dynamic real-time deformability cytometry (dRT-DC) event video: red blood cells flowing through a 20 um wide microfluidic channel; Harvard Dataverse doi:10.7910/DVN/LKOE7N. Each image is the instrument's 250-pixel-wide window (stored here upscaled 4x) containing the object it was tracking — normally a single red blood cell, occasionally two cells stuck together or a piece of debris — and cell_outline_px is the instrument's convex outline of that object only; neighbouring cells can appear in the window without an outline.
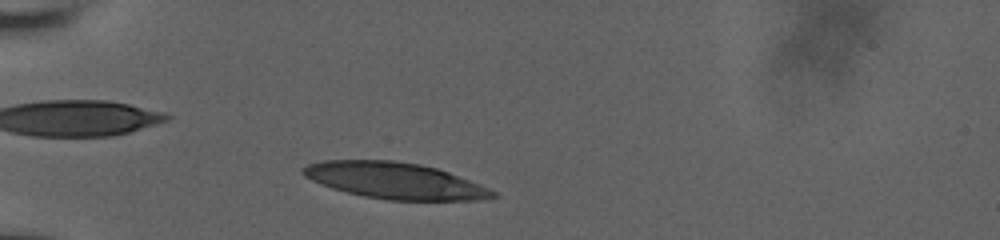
{"species": "human", "species_latin": "Homo sapiens", "temperature_condition": "room temperature", "stored_images_in_passage": 38, "camera_frame_rate_fps": 3000, "um_per_image_px": 0.085, "donor": {"sex": "male"}, "frame": {"image": 1, "passage_image": 4, "time_ms": 1.0, "image_size_px": [1000, 240], "cell_outline_px": [[496, 196], [488, 200], [388, 200], [364, 196], [332, 188], [320, 184], [304, 176], [300, 172], [300, 168], [308, 164], [324, 160], [392, 160], [420, 164], [436, 168], [448, 172], [480, 184], [496, 192]], "centroid_in_image_um": [33.55, 15.35], "position_along_channel_um": 51.4, "area_um2": 40.11}}
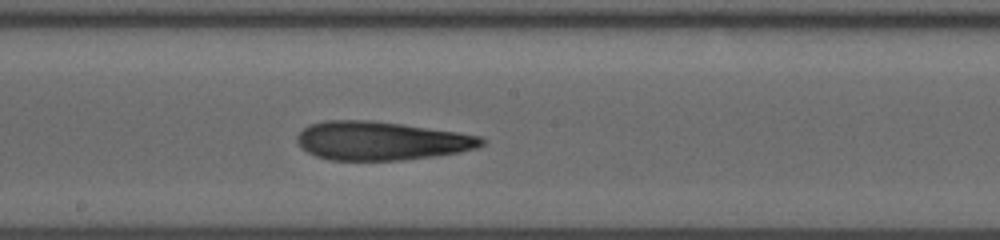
{"frame": {"image": 2, "passage_image": 19, "time_ms": 6.0, "image_size_px": [1000, 240], "cell_outline_px": [[488, 140], [484, 144], [476, 148], [460, 152], [432, 156], [400, 160], [332, 160], [316, 156], [308, 152], [296, 140], [296, 136], [308, 124], [324, 120], [372, 120], [456, 132], [480, 136]], "centroid_in_image_um": [32.39, 11.96], "position_along_channel_um": 215.8, "area_um2": 41.33}}
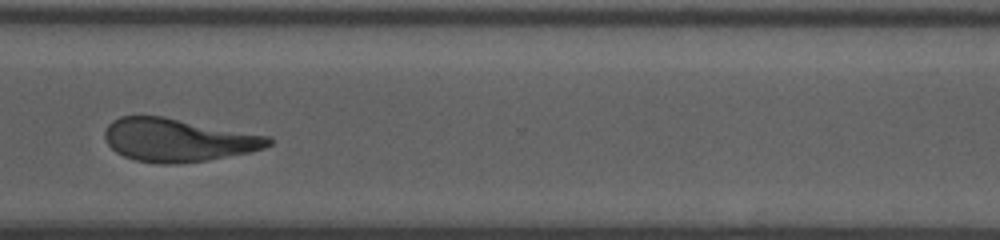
{"frame": {"image": 3, "passage_image": 30, "time_ms": 9.667, "image_size_px": [1000, 240], "cell_outline_px": [[272, 144], [264, 148], [248, 152], [208, 160], [176, 164], [160, 164], [136, 160], [124, 156], [116, 152], [108, 144], [104, 136], [104, 132], [108, 124], [112, 120], [120, 116], [164, 116], [272, 136]], "centroid_in_image_um": [15.14, 11.89], "position_along_channel_um": 355.5, "area_um2": 41.33}, "authors_computed_cell_mechanics": {"area_um2": 41.0669, "velocity_mm_per_s": 3.8212, "shape_relaxation_time_tau1_ms": null, "shape_relaxation_time_tau2_ms": 2.2758, "deformation_change_tau1": null, "deformation_change_tau2": 0.1282}}